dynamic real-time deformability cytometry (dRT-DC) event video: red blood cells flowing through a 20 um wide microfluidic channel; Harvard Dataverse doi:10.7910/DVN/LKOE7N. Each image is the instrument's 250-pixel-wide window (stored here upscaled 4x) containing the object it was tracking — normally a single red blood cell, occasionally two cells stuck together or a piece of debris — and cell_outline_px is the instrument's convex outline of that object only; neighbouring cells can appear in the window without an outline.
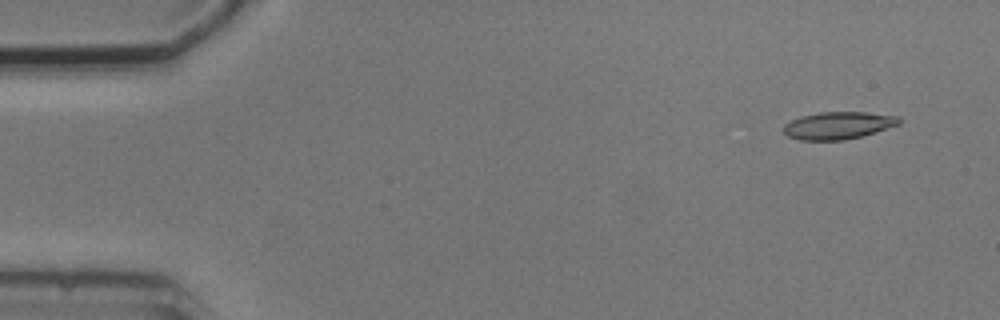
{"species": "common noctule bat (a hibernating species)", "species_latin": "Nyctalus noctula", "temperature_condition": "cold", "stored_images_in_passage": 4, "camera_frame_rate_fps": 3000, "um_per_image_px": 0.085, "animal": {"sex": "male", "body_mass_g": 20.5, "forearm_length_mm": 52.5}, "frame": {"image": 1, "passage_image": 1, "time_ms": 0.0, "image_size_px": [1000, 320], "cell_outline_px": [[900, 124], [860, 136], [844, 140], [800, 140], [788, 136], [784, 132], [784, 124], [800, 116], [820, 112], [864, 112], [900, 116]], "centroid_in_image_um": [71.23, 10.65], "position_along_channel_um": 13.8, "area_um2": 18.26}}